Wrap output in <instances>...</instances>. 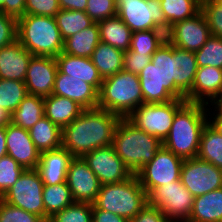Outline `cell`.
<instances>
[{
    "label": "cell",
    "mask_w": 222,
    "mask_h": 222,
    "mask_svg": "<svg viewBox=\"0 0 222 222\" xmlns=\"http://www.w3.org/2000/svg\"><path fill=\"white\" fill-rule=\"evenodd\" d=\"M121 116L104 109H84L62 129V147L73 157H83L97 148L111 146Z\"/></svg>",
    "instance_id": "cell-1"
},
{
    "label": "cell",
    "mask_w": 222,
    "mask_h": 222,
    "mask_svg": "<svg viewBox=\"0 0 222 222\" xmlns=\"http://www.w3.org/2000/svg\"><path fill=\"white\" fill-rule=\"evenodd\" d=\"M174 46L166 40L138 75L144 103H166L186 97L174 86Z\"/></svg>",
    "instance_id": "cell-2"
},
{
    "label": "cell",
    "mask_w": 222,
    "mask_h": 222,
    "mask_svg": "<svg viewBox=\"0 0 222 222\" xmlns=\"http://www.w3.org/2000/svg\"><path fill=\"white\" fill-rule=\"evenodd\" d=\"M207 105L186 102L175 114L163 147L182 159L196 158L207 124Z\"/></svg>",
    "instance_id": "cell-3"
},
{
    "label": "cell",
    "mask_w": 222,
    "mask_h": 222,
    "mask_svg": "<svg viewBox=\"0 0 222 222\" xmlns=\"http://www.w3.org/2000/svg\"><path fill=\"white\" fill-rule=\"evenodd\" d=\"M112 146L130 171L137 174L163 147V142L122 118L117 124Z\"/></svg>",
    "instance_id": "cell-4"
},
{
    "label": "cell",
    "mask_w": 222,
    "mask_h": 222,
    "mask_svg": "<svg viewBox=\"0 0 222 222\" xmlns=\"http://www.w3.org/2000/svg\"><path fill=\"white\" fill-rule=\"evenodd\" d=\"M17 40L33 56L57 57L63 52L64 40L55 17L23 15L18 18Z\"/></svg>",
    "instance_id": "cell-5"
},
{
    "label": "cell",
    "mask_w": 222,
    "mask_h": 222,
    "mask_svg": "<svg viewBox=\"0 0 222 222\" xmlns=\"http://www.w3.org/2000/svg\"><path fill=\"white\" fill-rule=\"evenodd\" d=\"M144 103L137 74L121 70L103 79L98 92V108L127 118Z\"/></svg>",
    "instance_id": "cell-6"
},
{
    "label": "cell",
    "mask_w": 222,
    "mask_h": 222,
    "mask_svg": "<svg viewBox=\"0 0 222 222\" xmlns=\"http://www.w3.org/2000/svg\"><path fill=\"white\" fill-rule=\"evenodd\" d=\"M148 204V195L134 174L129 179L101 185L93 205L131 220Z\"/></svg>",
    "instance_id": "cell-7"
},
{
    "label": "cell",
    "mask_w": 222,
    "mask_h": 222,
    "mask_svg": "<svg viewBox=\"0 0 222 222\" xmlns=\"http://www.w3.org/2000/svg\"><path fill=\"white\" fill-rule=\"evenodd\" d=\"M117 16L132 32L161 29L168 32L160 0H115Z\"/></svg>",
    "instance_id": "cell-8"
},
{
    "label": "cell",
    "mask_w": 222,
    "mask_h": 222,
    "mask_svg": "<svg viewBox=\"0 0 222 222\" xmlns=\"http://www.w3.org/2000/svg\"><path fill=\"white\" fill-rule=\"evenodd\" d=\"M186 102L174 99L166 103H143L127 119L139 129L163 142L170 132L176 112Z\"/></svg>",
    "instance_id": "cell-9"
},
{
    "label": "cell",
    "mask_w": 222,
    "mask_h": 222,
    "mask_svg": "<svg viewBox=\"0 0 222 222\" xmlns=\"http://www.w3.org/2000/svg\"><path fill=\"white\" fill-rule=\"evenodd\" d=\"M148 203L160 209L172 222H186L193 210L194 196L178 181L155 188Z\"/></svg>",
    "instance_id": "cell-10"
},
{
    "label": "cell",
    "mask_w": 222,
    "mask_h": 222,
    "mask_svg": "<svg viewBox=\"0 0 222 222\" xmlns=\"http://www.w3.org/2000/svg\"><path fill=\"white\" fill-rule=\"evenodd\" d=\"M43 187L38 170L25 169L1 199L10 205L36 214L44 220Z\"/></svg>",
    "instance_id": "cell-11"
},
{
    "label": "cell",
    "mask_w": 222,
    "mask_h": 222,
    "mask_svg": "<svg viewBox=\"0 0 222 222\" xmlns=\"http://www.w3.org/2000/svg\"><path fill=\"white\" fill-rule=\"evenodd\" d=\"M183 161L166 148H160L136 174L147 195L157 187L180 180Z\"/></svg>",
    "instance_id": "cell-12"
},
{
    "label": "cell",
    "mask_w": 222,
    "mask_h": 222,
    "mask_svg": "<svg viewBox=\"0 0 222 222\" xmlns=\"http://www.w3.org/2000/svg\"><path fill=\"white\" fill-rule=\"evenodd\" d=\"M181 182L196 197L222 187V169L201 159H185Z\"/></svg>",
    "instance_id": "cell-13"
},
{
    "label": "cell",
    "mask_w": 222,
    "mask_h": 222,
    "mask_svg": "<svg viewBox=\"0 0 222 222\" xmlns=\"http://www.w3.org/2000/svg\"><path fill=\"white\" fill-rule=\"evenodd\" d=\"M82 158L98 177L101 185L120 183L134 175L112 145L92 150Z\"/></svg>",
    "instance_id": "cell-14"
},
{
    "label": "cell",
    "mask_w": 222,
    "mask_h": 222,
    "mask_svg": "<svg viewBox=\"0 0 222 222\" xmlns=\"http://www.w3.org/2000/svg\"><path fill=\"white\" fill-rule=\"evenodd\" d=\"M211 36L207 19L202 11L192 18L174 23L166 33L167 40L173 46L194 53Z\"/></svg>",
    "instance_id": "cell-15"
},
{
    "label": "cell",
    "mask_w": 222,
    "mask_h": 222,
    "mask_svg": "<svg viewBox=\"0 0 222 222\" xmlns=\"http://www.w3.org/2000/svg\"><path fill=\"white\" fill-rule=\"evenodd\" d=\"M66 183L75 202L93 204L101 183L95 173L81 157H74L69 164Z\"/></svg>",
    "instance_id": "cell-16"
},
{
    "label": "cell",
    "mask_w": 222,
    "mask_h": 222,
    "mask_svg": "<svg viewBox=\"0 0 222 222\" xmlns=\"http://www.w3.org/2000/svg\"><path fill=\"white\" fill-rule=\"evenodd\" d=\"M57 71L56 57L33 56L24 80L27 93L43 98L50 96L53 93Z\"/></svg>",
    "instance_id": "cell-17"
},
{
    "label": "cell",
    "mask_w": 222,
    "mask_h": 222,
    "mask_svg": "<svg viewBox=\"0 0 222 222\" xmlns=\"http://www.w3.org/2000/svg\"><path fill=\"white\" fill-rule=\"evenodd\" d=\"M7 155L24 169H37L40 152L30 138L29 132L13 123L6 126Z\"/></svg>",
    "instance_id": "cell-18"
},
{
    "label": "cell",
    "mask_w": 222,
    "mask_h": 222,
    "mask_svg": "<svg viewBox=\"0 0 222 222\" xmlns=\"http://www.w3.org/2000/svg\"><path fill=\"white\" fill-rule=\"evenodd\" d=\"M52 94L74 100L84 109L98 108V91L92 85L59 70Z\"/></svg>",
    "instance_id": "cell-19"
},
{
    "label": "cell",
    "mask_w": 222,
    "mask_h": 222,
    "mask_svg": "<svg viewBox=\"0 0 222 222\" xmlns=\"http://www.w3.org/2000/svg\"><path fill=\"white\" fill-rule=\"evenodd\" d=\"M222 88V69L214 66L198 67L187 102L209 105Z\"/></svg>",
    "instance_id": "cell-20"
},
{
    "label": "cell",
    "mask_w": 222,
    "mask_h": 222,
    "mask_svg": "<svg viewBox=\"0 0 222 222\" xmlns=\"http://www.w3.org/2000/svg\"><path fill=\"white\" fill-rule=\"evenodd\" d=\"M74 157L64 148L40 153L37 170L44 185H57L66 182L69 164Z\"/></svg>",
    "instance_id": "cell-21"
},
{
    "label": "cell",
    "mask_w": 222,
    "mask_h": 222,
    "mask_svg": "<svg viewBox=\"0 0 222 222\" xmlns=\"http://www.w3.org/2000/svg\"><path fill=\"white\" fill-rule=\"evenodd\" d=\"M32 57L18 40L0 48V79L24 82Z\"/></svg>",
    "instance_id": "cell-22"
},
{
    "label": "cell",
    "mask_w": 222,
    "mask_h": 222,
    "mask_svg": "<svg viewBox=\"0 0 222 222\" xmlns=\"http://www.w3.org/2000/svg\"><path fill=\"white\" fill-rule=\"evenodd\" d=\"M57 67L61 73L70 77L80 78V80L92 85L98 92L103 82L97 68L92 63L91 58L78 57L61 52L56 57Z\"/></svg>",
    "instance_id": "cell-23"
},
{
    "label": "cell",
    "mask_w": 222,
    "mask_h": 222,
    "mask_svg": "<svg viewBox=\"0 0 222 222\" xmlns=\"http://www.w3.org/2000/svg\"><path fill=\"white\" fill-rule=\"evenodd\" d=\"M45 116L61 129L69 125L84 110L76 101L51 94L44 97Z\"/></svg>",
    "instance_id": "cell-24"
},
{
    "label": "cell",
    "mask_w": 222,
    "mask_h": 222,
    "mask_svg": "<svg viewBox=\"0 0 222 222\" xmlns=\"http://www.w3.org/2000/svg\"><path fill=\"white\" fill-rule=\"evenodd\" d=\"M174 86L186 97L192 90L197 72L194 52L174 46Z\"/></svg>",
    "instance_id": "cell-25"
},
{
    "label": "cell",
    "mask_w": 222,
    "mask_h": 222,
    "mask_svg": "<svg viewBox=\"0 0 222 222\" xmlns=\"http://www.w3.org/2000/svg\"><path fill=\"white\" fill-rule=\"evenodd\" d=\"M186 222H222V187L194 197L193 210Z\"/></svg>",
    "instance_id": "cell-26"
},
{
    "label": "cell",
    "mask_w": 222,
    "mask_h": 222,
    "mask_svg": "<svg viewBox=\"0 0 222 222\" xmlns=\"http://www.w3.org/2000/svg\"><path fill=\"white\" fill-rule=\"evenodd\" d=\"M97 23L99 26L100 41L123 52L129 50L133 32L118 16L107 18Z\"/></svg>",
    "instance_id": "cell-27"
},
{
    "label": "cell",
    "mask_w": 222,
    "mask_h": 222,
    "mask_svg": "<svg viewBox=\"0 0 222 222\" xmlns=\"http://www.w3.org/2000/svg\"><path fill=\"white\" fill-rule=\"evenodd\" d=\"M124 53L122 50L100 41L90 58L99 75L104 79L123 70Z\"/></svg>",
    "instance_id": "cell-28"
},
{
    "label": "cell",
    "mask_w": 222,
    "mask_h": 222,
    "mask_svg": "<svg viewBox=\"0 0 222 222\" xmlns=\"http://www.w3.org/2000/svg\"><path fill=\"white\" fill-rule=\"evenodd\" d=\"M28 132L40 153L62 147V129L45 115Z\"/></svg>",
    "instance_id": "cell-29"
},
{
    "label": "cell",
    "mask_w": 222,
    "mask_h": 222,
    "mask_svg": "<svg viewBox=\"0 0 222 222\" xmlns=\"http://www.w3.org/2000/svg\"><path fill=\"white\" fill-rule=\"evenodd\" d=\"M100 42L98 23L64 40L63 53L78 57L90 58Z\"/></svg>",
    "instance_id": "cell-30"
},
{
    "label": "cell",
    "mask_w": 222,
    "mask_h": 222,
    "mask_svg": "<svg viewBox=\"0 0 222 222\" xmlns=\"http://www.w3.org/2000/svg\"><path fill=\"white\" fill-rule=\"evenodd\" d=\"M44 115V98L28 94L11 114V123L29 130Z\"/></svg>",
    "instance_id": "cell-31"
},
{
    "label": "cell",
    "mask_w": 222,
    "mask_h": 222,
    "mask_svg": "<svg viewBox=\"0 0 222 222\" xmlns=\"http://www.w3.org/2000/svg\"><path fill=\"white\" fill-rule=\"evenodd\" d=\"M42 200L45 222H48L56 212L62 211L75 202L66 182L57 185H44Z\"/></svg>",
    "instance_id": "cell-32"
},
{
    "label": "cell",
    "mask_w": 222,
    "mask_h": 222,
    "mask_svg": "<svg viewBox=\"0 0 222 222\" xmlns=\"http://www.w3.org/2000/svg\"><path fill=\"white\" fill-rule=\"evenodd\" d=\"M164 18L169 26L194 17L201 11L200 0H160Z\"/></svg>",
    "instance_id": "cell-33"
},
{
    "label": "cell",
    "mask_w": 222,
    "mask_h": 222,
    "mask_svg": "<svg viewBox=\"0 0 222 222\" xmlns=\"http://www.w3.org/2000/svg\"><path fill=\"white\" fill-rule=\"evenodd\" d=\"M197 158L222 169V136L208 124L201 134Z\"/></svg>",
    "instance_id": "cell-34"
},
{
    "label": "cell",
    "mask_w": 222,
    "mask_h": 222,
    "mask_svg": "<svg viewBox=\"0 0 222 222\" xmlns=\"http://www.w3.org/2000/svg\"><path fill=\"white\" fill-rule=\"evenodd\" d=\"M55 19L63 40L95 23L83 11L64 9H60V11L55 15Z\"/></svg>",
    "instance_id": "cell-35"
},
{
    "label": "cell",
    "mask_w": 222,
    "mask_h": 222,
    "mask_svg": "<svg viewBox=\"0 0 222 222\" xmlns=\"http://www.w3.org/2000/svg\"><path fill=\"white\" fill-rule=\"evenodd\" d=\"M166 40V32L161 29L136 31L132 33L129 49L138 54L153 55Z\"/></svg>",
    "instance_id": "cell-36"
},
{
    "label": "cell",
    "mask_w": 222,
    "mask_h": 222,
    "mask_svg": "<svg viewBox=\"0 0 222 222\" xmlns=\"http://www.w3.org/2000/svg\"><path fill=\"white\" fill-rule=\"evenodd\" d=\"M28 95L25 82L0 79V107L13 113Z\"/></svg>",
    "instance_id": "cell-37"
},
{
    "label": "cell",
    "mask_w": 222,
    "mask_h": 222,
    "mask_svg": "<svg viewBox=\"0 0 222 222\" xmlns=\"http://www.w3.org/2000/svg\"><path fill=\"white\" fill-rule=\"evenodd\" d=\"M197 67L214 66L222 69V37L211 36L195 52Z\"/></svg>",
    "instance_id": "cell-38"
},
{
    "label": "cell",
    "mask_w": 222,
    "mask_h": 222,
    "mask_svg": "<svg viewBox=\"0 0 222 222\" xmlns=\"http://www.w3.org/2000/svg\"><path fill=\"white\" fill-rule=\"evenodd\" d=\"M92 208L93 204L74 202L56 212L48 222H93Z\"/></svg>",
    "instance_id": "cell-39"
},
{
    "label": "cell",
    "mask_w": 222,
    "mask_h": 222,
    "mask_svg": "<svg viewBox=\"0 0 222 222\" xmlns=\"http://www.w3.org/2000/svg\"><path fill=\"white\" fill-rule=\"evenodd\" d=\"M24 170L12 157L6 155L0 158V198L14 185Z\"/></svg>",
    "instance_id": "cell-40"
},
{
    "label": "cell",
    "mask_w": 222,
    "mask_h": 222,
    "mask_svg": "<svg viewBox=\"0 0 222 222\" xmlns=\"http://www.w3.org/2000/svg\"><path fill=\"white\" fill-rule=\"evenodd\" d=\"M201 11L207 19L211 35L222 37V3L204 0L201 2Z\"/></svg>",
    "instance_id": "cell-41"
},
{
    "label": "cell",
    "mask_w": 222,
    "mask_h": 222,
    "mask_svg": "<svg viewBox=\"0 0 222 222\" xmlns=\"http://www.w3.org/2000/svg\"><path fill=\"white\" fill-rule=\"evenodd\" d=\"M0 222H45L36 214L15 207L0 198Z\"/></svg>",
    "instance_id": "cell-42"
},
{
    "label": "cell",
    "mask_w": 222,
    "mask_h": 222,
    "mask_svg": "<svg viewBox=\"0 0 222 222\" xmlns=\"http://www.w3.org/2000/svg\"><path fill=\"white\" fill-rule=\"evenodd\" d=\"M85 13L98 22L117 16L115 0H88Z\"/></svg>",
    "instance_id": "cell-43"
},
{
    "label": "cell",
    "mask_w": 222,
    "mask_h": 222,
    "mask_svg": "<svg viewBox=\"0 0 222 222\" xmlns=\"http://www.w3.org/2000/svg\"><path fill=\"white\" fill-rule=\"evenodd\" d=\"M59 11L58 0H25V15L55 17Z\"/></svg>",
    "instance_id": "cell-44"
},
{
    "label": "cell",
    "mask_w": 222,
    "mask_h": 222,
    "mask_svg": "<svg viewBox=\"0 0 222 222\" xmlns=\"http://www.w3.org/2000/svg\"><path fill=\"white\" fill-rule=\"evenodd\" d=\"M17 40V19L0 12V48Z\"/></svg>",
    "instance_id": "cell-45"
},
{
    "label": "cell",
    "mask_w": 222,
    "mask_h": 222,
    "mask_svg": "<svg viewBox=\"0 0 222 222\" xmlns=\"http://www.w3.org/2000/svg\"><path fill=\"white\" fill-rule=\"evenodd\" d=\"M152 55H144L128 50L124 53L123 70L139 75L140 72L150 63Z\"/></svg>",
    "instance_id": "cell-46"
},
{
    "label": "cell",
    "mask_w": 222,
    "mask_h": 222,
    "mask_svg": "<svg viewBox=\"0 0 222 222\" xmlns=\"http://www.w3.org/2000/svg\"><path fill=\"white\" fill-rule=\"evenodd\" d=\"M131 220L133 222H172L160 209L149 203Z\"/></svg>",
    "instance_id": "cell-47"
},
{
    "label": "cell",
    "mask_w": 222,
    "mask_h": 222,
    "mask_svg": "<svg viewBox=\"0 0 222 222\" xmlns=\"http://www.w3.org/2000/svg\"><path fill=\"white\" fill-rule=\"evenodd\" d=\"M0 12L18 19L25 15V0H4Z\"/></svg>",
    "instance_id": "cell-48"
},
{
    "label": "cell",
    "mask_w": 222,
    "mask_h": 222,
    "mask_svg": "<svg viewBox=\"0 0 222 222\" xmlns=\"http://www.w3.org/2000/svg\"><path fill=\"white\" fill-rule=\"evenodd\" d=\"M92 219L93 222H125L126 219L114 214L112 212H108L102 209H98L93 205L92 208Z\"/></svg>",
    "instance_id": "cell-49"
},
{
    "label": "cell",
    "mask_w": 222,
    "mask_h": 222,
    "mask_svg": "<svg viewBox=\"0 0 222 222\" xmlns=\"http://www.w3.org/2000/svg\"><path fill=\"white\" fill-rule=\"evenodd\" d=\"M88 0H58L60 9L85 12Z\"/></svg>",
    "instance_id": "cell-50"
},
{
    "label": "cell",
    "mask_w": 222,
    "mask_h": 222,
    "mask_svg": "<svg viewBox=\"0 0 222 222\" xmlns=\"http://www.w3.org/2000/svg\"><path fill=\"white\" fill-rule=\"evenodd\" d=\"M209 109L211 108L209 107L207 110V124L222 136V114H218L215 111L211 114Z\"/></svg>",
    "instance_id": "cell-51"
},
{
    "label": "cell",
    "mask_w": 222,
    "mask_h": 222,
    "mask_svg": "<svg viewBox=\"0 0 222 222\" xmlns=\"http://www.w3.org/2000/svg\"><path fill=\"white\" fill-rule=\"evenodd\" d=\"M7 155L6 126H0V158Z\"/></svg>",
    "instance_id": "cell-52"
},
{
    "label": "cell",
    "mask_w": 222,
    "mask_h": 222,
    "mask_svg": "<svg viewBox=\"0 0 222 222\" xmlns=\"http://www.w3.org/2000/svg\"><path fill=\"white\" fill-rule=\"evenodd\" d=\"M212 106L213 111L215 110L216 113L222 114V88L220 89L218 95L212 100L208 107ZM214 106V107H213Z\"/></svg>",
    "instance_id": "cell-53"
},
{
    "label": "cell",
    "mask_w": 222,
    "mask_h": 222,
    "mask_svg": "<svg viewBox=\"0 0 222 222\" xmlns=\"http://www.w3.org/2000/svg\"><path fill=\"white\" fill-rule=\"evenodd\" d=\"M11 123V113L0 107V126H7Z\"/></svg>",
    "instance_id": "cell-54"
},
{
    "label": "cell",
    "mask_w": 222,
    "mask_h": 222,
    "mask_svg": "<svg viewBox=\"0 0 222 222\" xmlns=\"http://www.w3.org/2000/svg\"><path fill=\"white\" fill-rule=\"evenodd\" d=\"M4 5V0H0V8Z\"/></svg>",
    "instance_id": "cell-55"
}]
</instances>
